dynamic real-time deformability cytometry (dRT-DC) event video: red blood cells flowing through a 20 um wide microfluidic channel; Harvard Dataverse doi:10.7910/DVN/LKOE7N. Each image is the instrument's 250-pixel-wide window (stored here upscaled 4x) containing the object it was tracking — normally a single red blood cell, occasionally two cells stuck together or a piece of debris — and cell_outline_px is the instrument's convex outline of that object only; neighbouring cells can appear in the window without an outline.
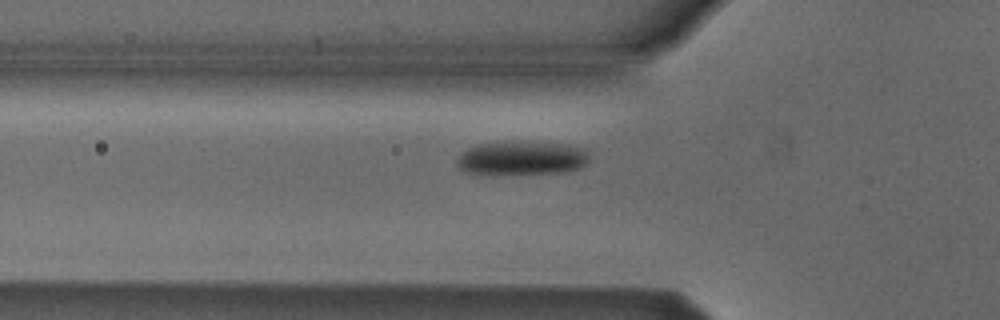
{"species": "Egyptian fruit bat (a non-hibernating species)", "species_latin": "Rousettus aegyptiacus", "temperature_condition": "cold", "stored_images_in_passage": 39, "camera_frame_rate_fps": 3000, "um_per_image_px": 0.085, "animal": {"sex": "male"}, "frame": {"image": 1, "passage_image": 9, "time_ms": 2.667, "image_size_px": [1000, 320], "cell_outline_px": [[588, 164], [580, 168], [560, 172], [464, 172], [456, 164], [456, 160], [468, 148], [476, 144], [504, 140], [532, 140], [568, 144], [588, 148]], "centroid_in_image_um": [44.43, 13.35], "position_along_channel_um": 81.4, "area_um2": 26.3}}
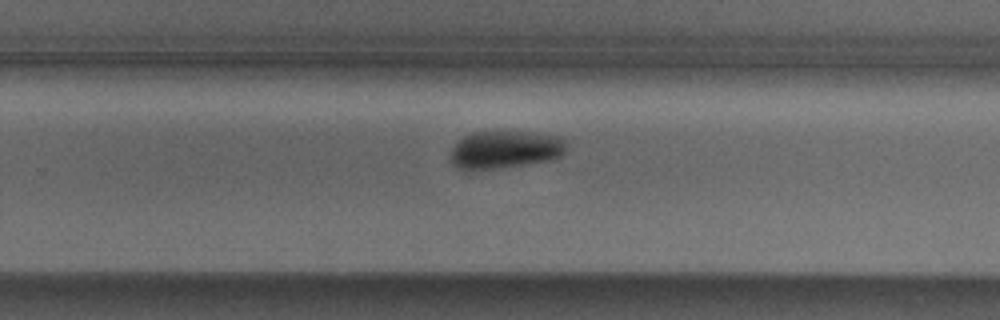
{"frame": {"image": 2, "passage_image": 25, "time_ms": 8.0, "image_size_px": [1000, 320], "cell_outline_px": [[568, 144], [564, 152], [560, 156], [552, 160], [524, 164], [464, 172], [456, 168], [452, 164], [452, 148], [468, 132], [492, 128], [504, 128], [536, 132], [564, 136]], "centroid_in_image_um": [42.94, 12.65], "position_along_channel_um": 286.9, "area_um2": 27.05}}
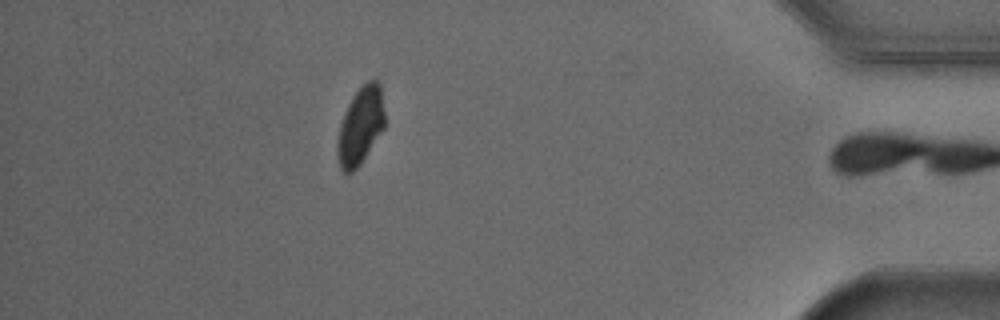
{"frame": {"image": 3, "passage_image": 38, "time_ms": 12.333, "image_size_px": [1000, 320], "cell_outline_px": [[384, 128], [360, 164], [352, 172], [344, 172], [340, 168], [340, 124], [344, 112], [352, 96], [368, 80], [380, 80], [384, 112]], "centroid_in_image_um": [30.69, 10.62], "position_along_channel_um": 404.5, "area_um2": 20.58}, "authors_computed_cell_mechanics": {"area_um2": 26.4724, "velocity_mm_per_s": 3.854, "shape_relaxation_time_tau1_ms": 2.7156, "shape_relaxation_time_tau2_ms": null, "deformation_change_tau1": 0.0999, "deformation_change_tau2": null}}